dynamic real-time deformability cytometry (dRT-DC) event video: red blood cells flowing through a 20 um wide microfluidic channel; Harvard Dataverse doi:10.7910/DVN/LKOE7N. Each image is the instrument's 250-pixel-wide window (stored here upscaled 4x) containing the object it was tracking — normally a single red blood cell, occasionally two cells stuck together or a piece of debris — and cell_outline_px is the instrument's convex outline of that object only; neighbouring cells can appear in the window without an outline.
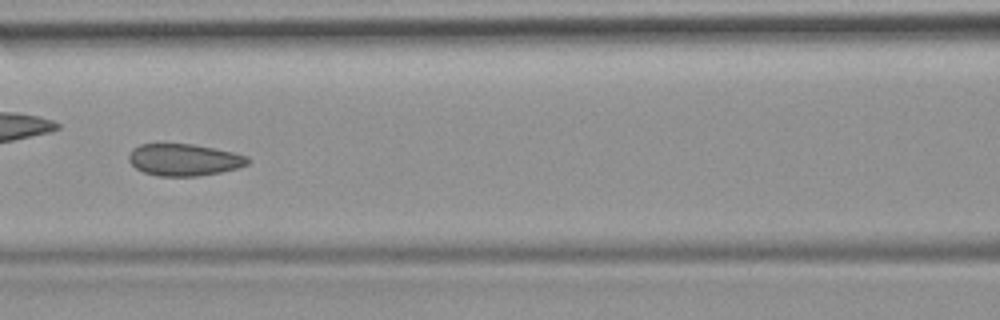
{"species": "common noctule bat (a hibernating species)", "species_latin": "Nyctalus noctula", "temperature_condition": "room temperature", "stored_images_in_passage": 51, "camera_frame_rate_fps": 3000, "um_per_image_px": 0.085, "animal": {"sex": "female", "body_mass_g": 19.9}, "frame": {"image": 1, "passage_image": 22, "time_ms": 7.0, "image_size_px": [1000, 320], "cell_outline_px": [[248, 164], [236, 168], [220, 172], [196, 176], [156, 176], [144, 172], [136, 168], [128, 160], [128, 156], [132, 148], [140, 144], [192, 144], [232, 152], [248, 156]], "centroid_in_image_um": [15.6, 13.58], "position_along_channel_um": 151.0, "area_um2": 21.96}, "authors_computed_cell_mechanics": {"area_um2": 23.0622, "velocity_mm_per_s": 3.9455, "shape_relaxation_time_tau1_ms": null, "shape_relaxation_time_tau2_ms": 1.5742, "deformation_change_tau1": null, "deformation_change_tau2": 0.0526}}